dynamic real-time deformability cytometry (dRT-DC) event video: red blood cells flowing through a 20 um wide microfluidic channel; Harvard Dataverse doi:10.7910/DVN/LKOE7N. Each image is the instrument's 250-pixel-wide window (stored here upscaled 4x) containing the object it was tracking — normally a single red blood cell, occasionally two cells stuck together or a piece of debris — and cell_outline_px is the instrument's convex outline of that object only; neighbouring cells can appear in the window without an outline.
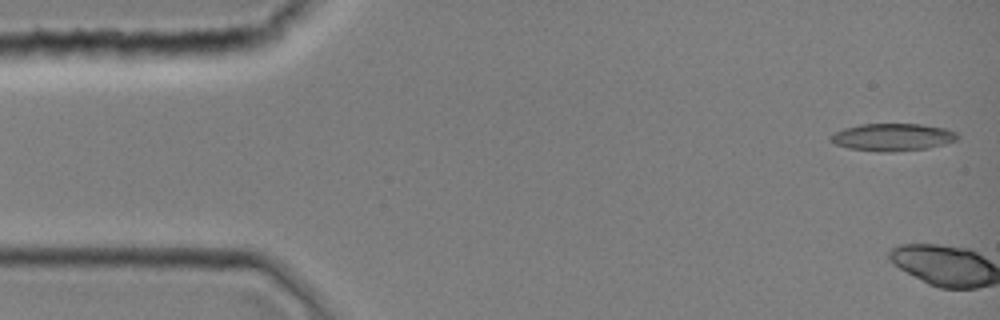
{"species": "common noctule bat (a hibernating species)", "species_latin": "Nyctalus noctula", "temperature_condition": "room temperature", "stored_images_in_passage": 2, "camera_frame_rate_fps": 3000, "um_per_image_px": 0.085, "animal": {"sex": "female", "body_mass_g": 19.0, "forearm_length_mm": 51.5}, "frame": {"image": 1, "passage_image": 1, "time_ms": 0.0, "image_size_px": [1000, 320], "cell_outline_px": [[956, 140], [944, 144], [924, 148], [888, 152], [884, 152], [848, 148], [836, 144], [828, 140], [828, 136], [844, 128], [860, 124], [920, 124], [944, 128], [956, 132]], "centroid_in_image_um": [75.81, 11.65], "position_along_channel_um": 9.2, "area_um2": 20.0}}